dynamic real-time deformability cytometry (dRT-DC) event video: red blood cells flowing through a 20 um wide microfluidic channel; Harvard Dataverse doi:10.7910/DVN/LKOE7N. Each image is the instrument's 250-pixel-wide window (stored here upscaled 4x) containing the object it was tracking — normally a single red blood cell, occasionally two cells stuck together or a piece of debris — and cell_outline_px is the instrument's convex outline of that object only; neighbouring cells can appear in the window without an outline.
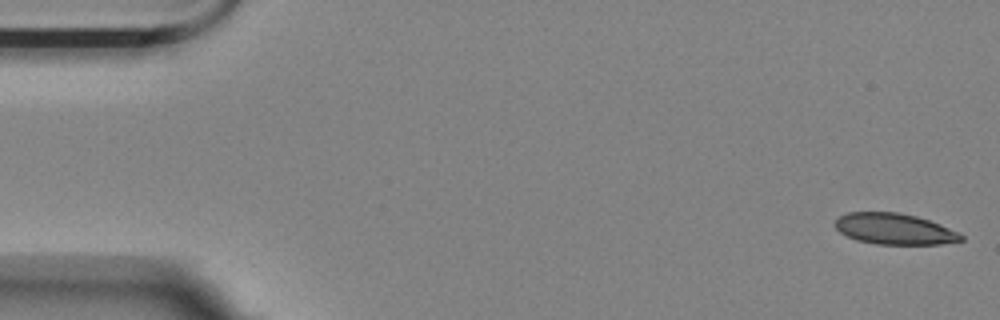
{"species": "Egyptian fruit bat (a non-hibernating species)", "species_latin": "Rousettus aegyptiacus", "temperature_condition": "room temperature", "stored_images_in_passage": 5, "camera_frame_rate_fps": 3000, "um_per_image_px": 0.085, "animal": {"sex": "female"}, "frame": {"image": 1, "passage_image": 1, "time_ms": 0.0, "image_size_px": [1000, 320], "cell_outline_px": [[964, 240], [940, 244], [876, 244], [856, 240], [840, 232], [836, 228], [836, 220], [840, 216], [848, 212], [896, 212], [916, 216], [940, 224], [960, 232], [964, 236]], "centroid_in_image_um": [76.06, 19.46], "position_along_channel_um": 8.9, "area_um2": 22.72}}
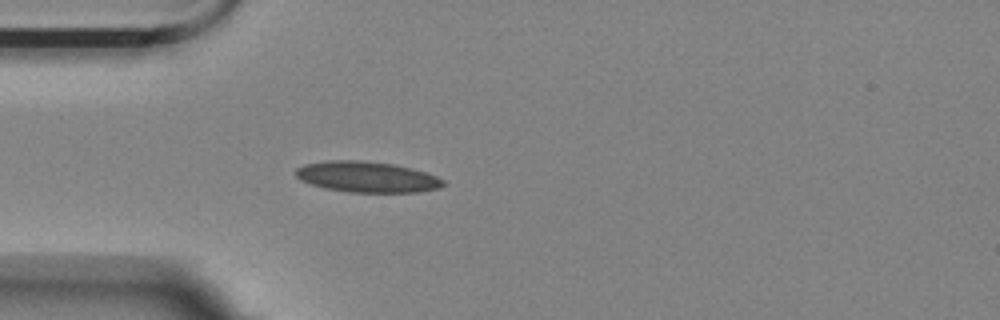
{"frame": {"image": 2, "passage_image": 5, "time_ms": 1.333, "image_size_px": [1000, 320], "cell_outline_px": [[444, 184], [440, 188], [420, 192], [348, 192], [324, 188], [300, 180], [296, 176], [296, 168], [304, 164], [328, 160], [360, 160], [392, 164], [424, 172], [436, 176], [444, 180]], "centroid_in_image_um": [31.17, 15.04], "position_along_channel_um": 53.8, "area_um2": 26.36}}